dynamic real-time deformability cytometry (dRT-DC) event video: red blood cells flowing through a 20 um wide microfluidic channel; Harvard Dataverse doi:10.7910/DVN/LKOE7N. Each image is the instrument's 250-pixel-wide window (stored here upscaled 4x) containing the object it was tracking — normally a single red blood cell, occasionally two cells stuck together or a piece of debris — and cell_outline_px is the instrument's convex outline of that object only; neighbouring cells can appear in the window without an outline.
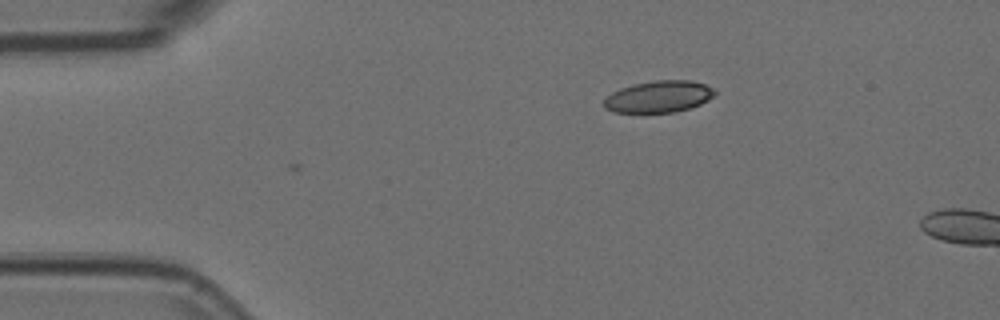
{"species": "Egyptian fruit bat (a non-hibernating species)", "species_latin": "Rousettus aegyptiacus", "temperature_condition": "room temperature", "stored_images_in_passage": 2, "camera_frame_rate_fps": 3000, "um_per_image_px": 0.085, "animal": {"sex": "female"}, "frame": {"image": 1, "passage_image": 1, "time_ms": 0.0, "image_size_px": [1000, 320], "cell_outline_px": [[716, 92], [708, 100], [700, 104], [688, 108], [672, 112], [612, 112], [604, 108], [604, 100], [612, 92], [620, 88], [632, 84], [656, 80], [692, 80], [716, 88]], "centroid_in_image_um": [55.99, 8.2], "position_along_channel_um": 29.0, "area_um2": 20.46}}